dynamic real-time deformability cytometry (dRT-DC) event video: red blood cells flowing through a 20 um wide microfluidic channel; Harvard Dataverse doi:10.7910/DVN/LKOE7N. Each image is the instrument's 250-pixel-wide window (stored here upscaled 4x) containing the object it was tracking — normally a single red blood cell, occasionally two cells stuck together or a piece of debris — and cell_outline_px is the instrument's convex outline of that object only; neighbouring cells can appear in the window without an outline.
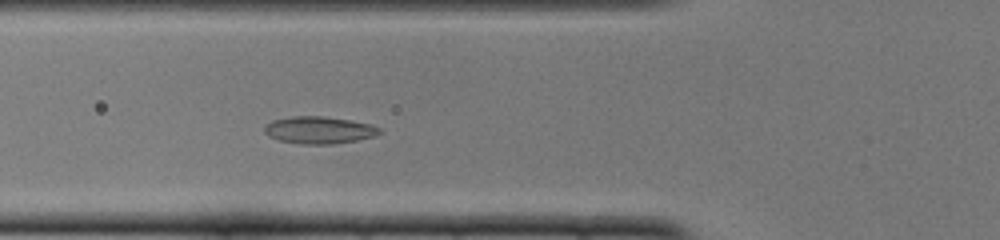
{"species": "common noctule bat (a hibernating species)", "species_latin": "Nyctalus noctula", "temperature_condition": "cold", "stored_images_in_passage": 40, "camera_frame_rate_fps": 3000, "um_per_image_px": 0.085, "animal": {"sex": "female", "body_mass_g": 22.0, "forearm_length_mm": 56.7}, "frame": {"image": 1, "passage_image": 7, "time_ms": 2.0, "image_size_px": [1000, 240], "cell_outline_px": [[380, 132], [376, 136], [356, 140], [332, 144], [300, 144], [280, 140], [268, 136], [264, 132], [264, 124], [272, 120], [292, 116], [324, 116], [372, 124], [380, 128]], "centroid_in_image_um": [27.09, 11.05], "position_along_channel_um": 98.7, "area_um2": 18.26}}
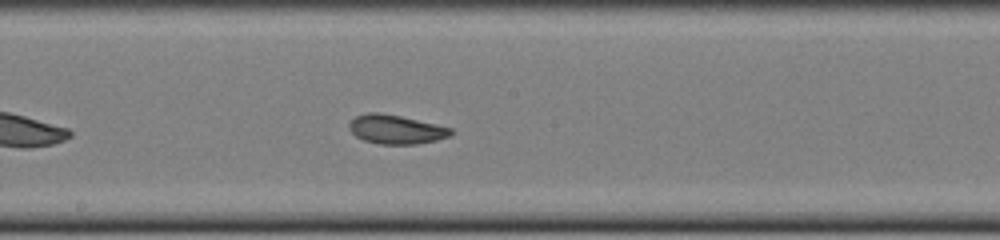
{"frame": {"image": 2, "passage_image": 16, "time_ms": 5.0, "image_size_px": [1000, 240], "cell_outline_px": [[452, 132], [448, 136], [436, 140], [416, 144], [380, 144], [364, 140], [356, 136], [348, 128], [348, 124], [356, 116], [368, 112], [376, 112], [400, 116], [452, 128]], "centroid_in_image_um": [33.62, 11.0], "position_along_channel_um": 214.6, "area_um2": 16.94}}
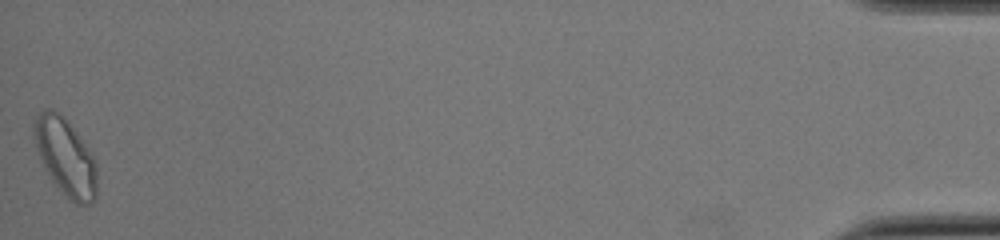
{"frame": {"image": 3, "passage_image": 40, "time_ms": 13.0, "image_size_px": [1000, 240], "cell_outline_px": [[96, 196], [88, 204], [76, 204], [52, 180], [44, 168], [36, 148], [32, 136], [32, 124], [36, 116], [44, 108], [52, 108], [76, 132], [96, 160]], "centroid_in_image_um": [5.53, 13.31], "position_along_channel_um": 429.7, "area_um2": 27.74}, "authors_computed_cell_mechanics": {"area_um2": 18.1203, "velocity_mm_per_s": 3.8668, "shape_relaxation_time_tau1_ms": null, "shape_relaxation_time_tau2_ms": 1.7069, "deformation_change_tau1": null, "deformation_change_tau2": 0.0706}}